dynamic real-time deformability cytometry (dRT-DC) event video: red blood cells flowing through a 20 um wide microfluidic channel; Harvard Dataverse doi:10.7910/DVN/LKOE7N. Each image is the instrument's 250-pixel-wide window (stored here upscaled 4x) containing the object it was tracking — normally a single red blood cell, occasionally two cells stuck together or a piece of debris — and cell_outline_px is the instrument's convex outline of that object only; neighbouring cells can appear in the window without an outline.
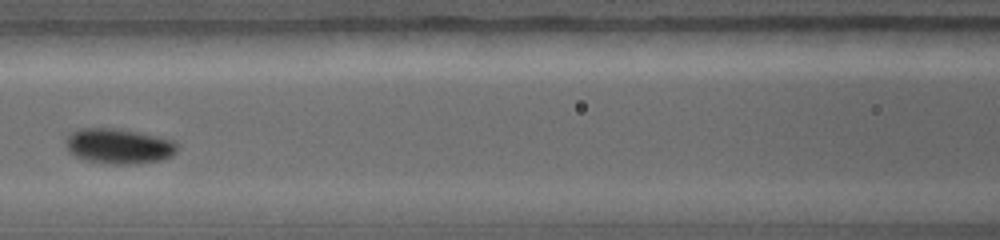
{"species": "common noctule bat (a hibernating species)", "species_latin": "Nyctalus noctula", "temperature_condition": "warm", "stored_images_in_passage": 9, "camera_frame_rate_fps": 5000, "um_per_image_px": 0.085, "animal": {"sex": "female", "body_mass_g": 19.0, "forearm_length_mm": 56.7}, "frame": {"image": 1, "passage_image": 6, "time_ms": 3.2, "image_size_px": [1000, 240], "cell_outline_px": [[180, 148], [172, 156], [160, 160], [136, 164], [104, 164], [84, 160], [68, 152], [64, 144], [64, 140], [76, 128], [116, 128], [156, 136], [172, 140]], "centroid_in_image_um": [10.05, 12.43], "position_along_channel_um": 156.6, "area_um2": 23.18}}
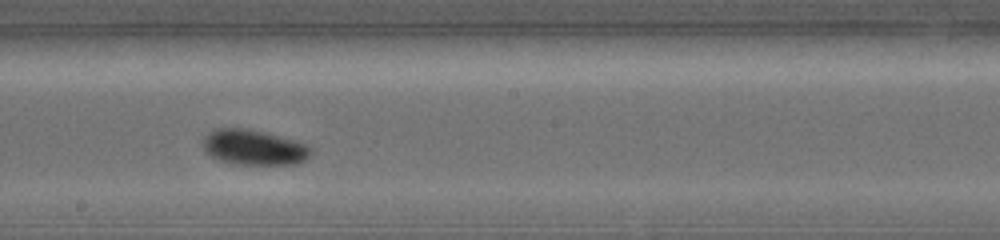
{"frame": {"image": 2, "passage_image": 8, "time_ms": 4.6, "image_size_px": [1000, 240], "cell_outline_px": [[316, 148], [304, 160], [296, 164], [232, 164], [216, 160], [204, 152], [204, 136], [208, 132], [216, 128], [248, 128], [296, 140], [308, 144]], "centroid_in_image_um": [21.58, 12.52], "position_along_channel_um": 226.6, "area_um2": 22.6}}
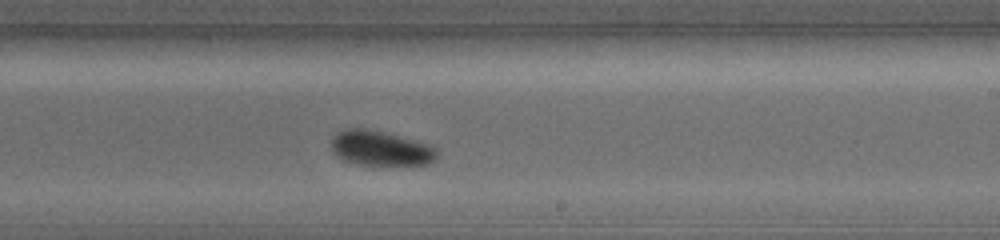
{"frame": {"image": 3, "passage_image": 9, "time_ms": 5.2, "image_size_px": [1000, 240], "cell_outline_px": [[440, 152], [428, 164], [376, 168], [352, 164], [340, 160], [332, 152], [332, 136], [336, 132], [344, 128], [364, 128], [384, 132], [428, 144], [436, 148]], "centroid_in_image_um": [32.29, 12.66], "position_along_channel_um": 256.7, "area_um2": 22.6}}